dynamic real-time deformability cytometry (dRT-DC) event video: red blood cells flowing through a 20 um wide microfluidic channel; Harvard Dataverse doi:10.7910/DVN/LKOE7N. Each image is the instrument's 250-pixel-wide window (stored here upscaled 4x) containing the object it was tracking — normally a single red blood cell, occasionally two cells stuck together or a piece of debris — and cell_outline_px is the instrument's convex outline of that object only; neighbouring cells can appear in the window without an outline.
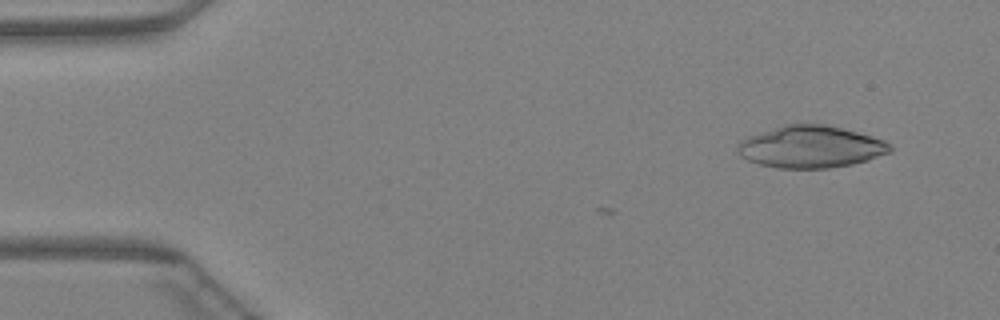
{"species": "Egyptian fruit bat (a non-hibernating species)", "species_latin": "Rousettus aegyptiacus", "temperature_condition": "warm", "stored_images_in_passage": 2, "camera_frame_rate_fps": 3000, "um_per_image_px": 0.085, "animal": {"sex": "female"}, "frame": {"image": 1, "passage_image": 2, "time_ms": 0.333, "image_size_px": [1000, 320], "cell_outline_px": [[892, 152], [868, 160], [852, 164], [828, 168], [776, 168], [760, 164], [748, 160], [740, 156], [736, 152], [736, 144], [740, 140], [748, 136], [784, 124], [824, 124], [872, 136], [884, 140], [892, 144]], "centroid_in_image_um": [68.89, 12.48], "position_along_channel_um": 16.1, "area_um2": 37.51}}